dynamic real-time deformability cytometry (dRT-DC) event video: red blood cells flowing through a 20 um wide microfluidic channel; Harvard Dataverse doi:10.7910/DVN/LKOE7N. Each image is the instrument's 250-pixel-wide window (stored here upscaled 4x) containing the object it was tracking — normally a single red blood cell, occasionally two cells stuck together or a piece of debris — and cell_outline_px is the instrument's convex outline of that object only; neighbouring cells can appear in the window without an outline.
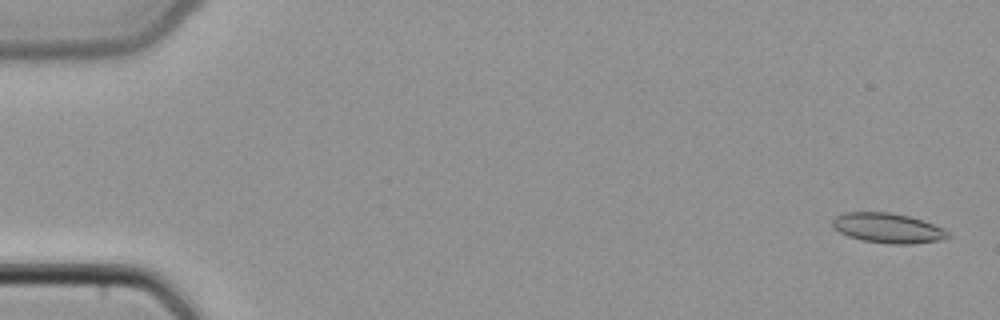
{"species": "common noctule bat (a hibernating species)", "species_latin": "Nyctalus noctula", "temperature_condition": "cold", "stored_images_in_passage": 48, "camera_frame_rate_fps": 3000, "um_per_image_px": 0.085, "animal": {"sex": "female", "body_mass_g": 22.7, "forearm_length_mm": 54.2}, "frame": {"image": 1, "passage_image": 1, "time_ms": 0.0, "image_size_px": [1000, 320], "cell_outline_px": [[952, 236], [940, 240], [912, 244], [888, 244], [864, 240], [848, 236], [832, 228], [832, 220], [836, 216], [844, 212], [892, 212], [908, 216], [944, 228], [952, 232]], "centroid_in_image_um": [75.48, 19.39], "position_along_channel_um": 9.5, "area_um2": 20.23}}
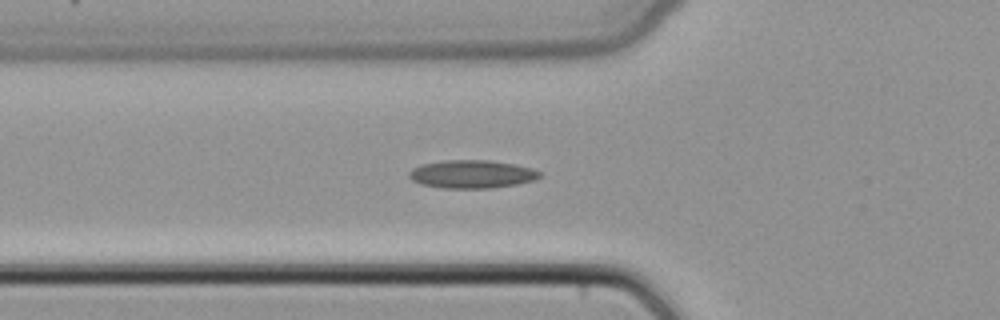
{"frame": {"image": 2, "passage_image": 17, "time_ms": 5.333, "image_size_px": [1000, 320], "cell_outline_px": [[544, 176], [536, 180], [516, 184], [492, 188], [444, 188], [420, 184], [412, 180], [408, 176], [408, 172], [412, 168], [420, 164], [444, 160], [488, 160], [512, 164], [532, 168], [544, 172]], "centroid_in_image_um": [40.13, 14.8], "position_along_channel_um": 85.7, "area_um2": 21.68}}
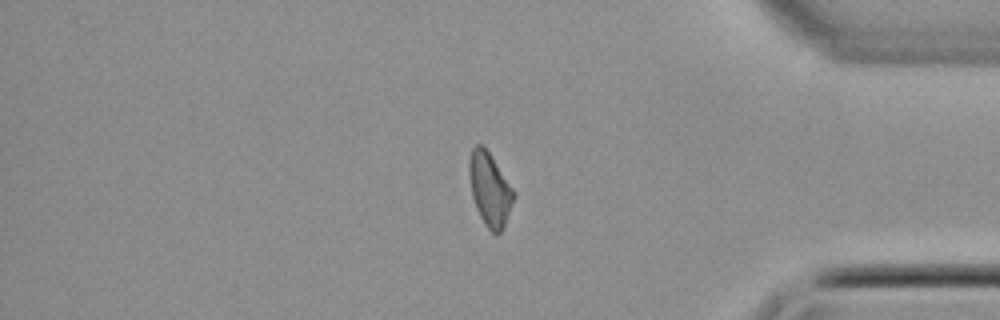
{"frame": {"image": 3, "passage_image": 40, "time_ms": 13.0, "image_size_px": [1000, 320], "cell_outline_px": [[516, 196], [504, 224], [500, 232], [496, 236], [488, 228], [480, 216], [476, 208], [472, 196], [468, 172], [468, 160], [472, 148], [476, 144], [480, 144], [488, 152], [516, 192]], "centroid_in_image_um": [41.62, 16.09], "position_along_channel_um": 393.6, "area_um2": 18.9}}